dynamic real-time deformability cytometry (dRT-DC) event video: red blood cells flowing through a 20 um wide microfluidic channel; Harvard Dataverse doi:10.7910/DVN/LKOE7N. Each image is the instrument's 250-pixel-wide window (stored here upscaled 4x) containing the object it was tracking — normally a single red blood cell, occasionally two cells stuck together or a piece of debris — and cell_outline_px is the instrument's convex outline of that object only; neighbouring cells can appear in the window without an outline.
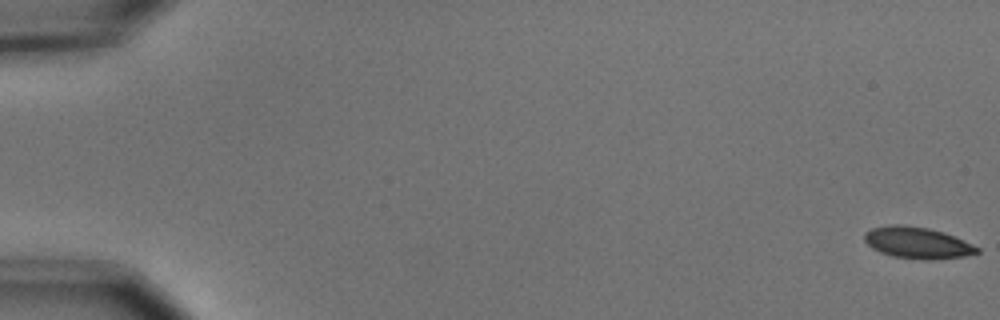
{"species": "common noctule bat (a hibernating species)", "species_latin": "Nyctalus noctula", "temperature_condition": "cold", "stored_images_in_passage": 56, "camera_frame_rate_fps": 3000, "um_per_image_px": 0.085, "animal": {"sex": "male", "body_mass_g": 15.6}, "frame": {"image": 1, "passage_image": 1, "time_ms": 0.0, "image_size_px": [1000, 320], "cell_outline_px": [[980, 252], [964, 256], [932, 260], [924, 260], [896, 256], [880, 252], [872, 248], [864, 240], [864, 232], [872, 228], [892, 224], [904, 224], [928, 228], [944, 232], [980, 248]], "centroid_in_image_um": [77.96, 20.62], "position_along_channel_um": 7.0, "area_um2": 20.58}}
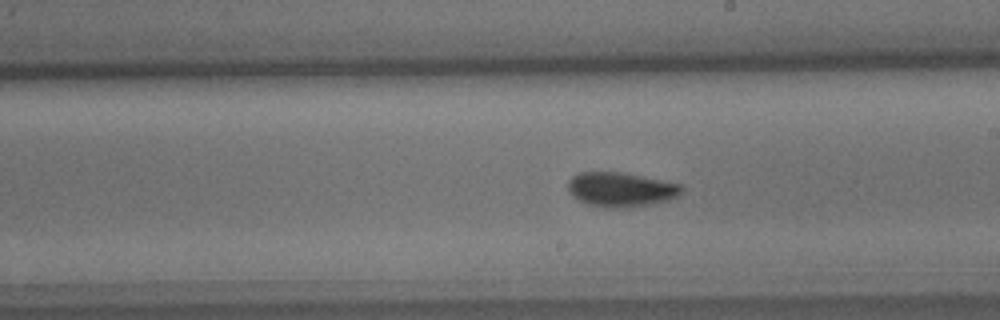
{"frame": {"image": 2, "passage_image": 33, "time_ms": 10.667, "image_size_px": [1000, 320], "cell_outline_px": [[684, 188], [676, 196], [668, 200], [652, 204], [620, 208], [604, 208], [588, 204], [580, 200], [568, 188], [568, 180], [572, 176], [580, 172], [620, 172], [680, 184]], "centroid_in_image_um": [52.77, 16.11], "position_along_channel_um": 236.2, "area_um2": 22.43}}
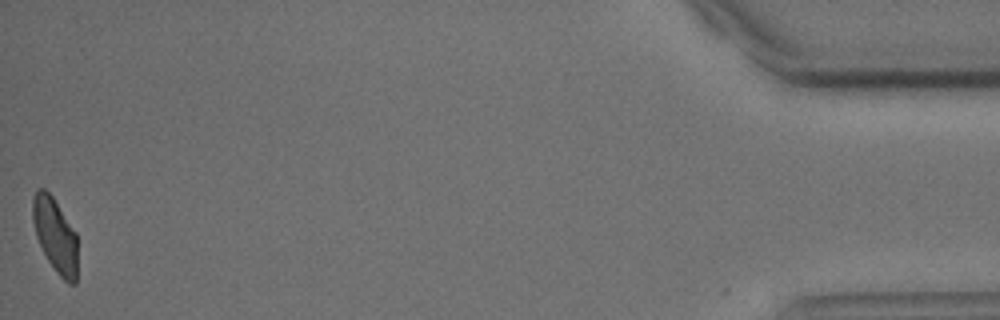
{"frame": {"image": 3, "passage_image": 56, "time_ms": 18.333, "image_size_px": [1000, 320], "cell_outline_px": [[76, 284], [68, 284], [56, 272], [48, 260], [36, 236], [32, 220], [32, 196], [36, 188], [44, 188], [52, 196], [76, 232]], "centroid_in_image_um": [4.67, 19.96], "position_along_channel_um": 430.5, "area_um2": 19.36}, "authors_computed_cell_mechanics": {"area_um2": 21.2704, "velocity_mm_per_s": 3.674, "shape_relaxation_time_tau1_ms": 3.2308, "shape_relaxation_time_tau2_ms": 2.6762, "deformation_change_tau1": 0.1072, "deformation_change_tau2": 0.0778}}